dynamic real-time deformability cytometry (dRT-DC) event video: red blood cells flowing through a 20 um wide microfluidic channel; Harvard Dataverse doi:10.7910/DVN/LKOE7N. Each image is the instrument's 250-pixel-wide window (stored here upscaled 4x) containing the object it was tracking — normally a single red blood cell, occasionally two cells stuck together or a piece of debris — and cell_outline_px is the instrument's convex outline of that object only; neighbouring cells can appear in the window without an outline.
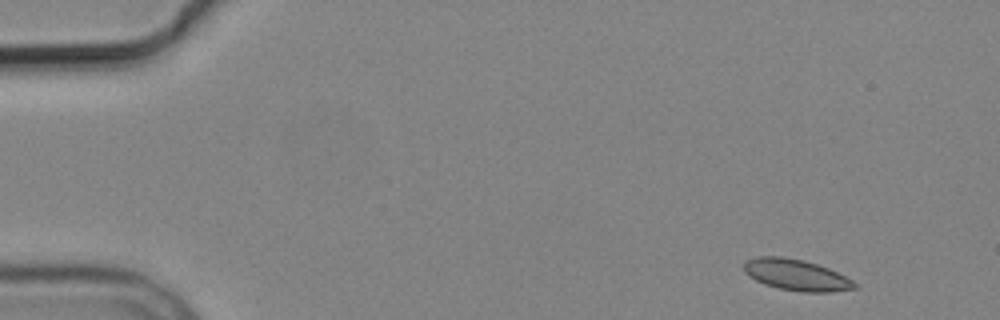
{"species": "common noctule bat (a hibernating species)", "species_latin": "Nyctalus noctula", "temperature_condition": "cold", "stored_images_in_passage": 4, "camera_frame_rate_fps": 3000, "um_per_image_px": 0.085, "animal": {"sex": "male", "body_mass_g": 19.2, "forearm_length_mm": 51.8}, "frame": {"image": 1, "passage_image": 1, "time_ms": 0.0, "image_size_px": [1000, 320], "cell_outline_px": [[856, 288], [832, 292], [804, 292], [780, 288], [764, 284], [748, 276], [744, 272], [744, 260], [756, 256], [780, 256], [804, 260], [828, 268], [852, 280], [856, 284]], "centroid_in_image_um": [67.63, 23.36], "position_along_channel_um": 17.4, "area_um2": 20.06}}